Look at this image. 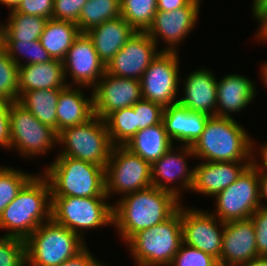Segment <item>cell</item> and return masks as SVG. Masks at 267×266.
Wrapping results in <instances>:
<instances>
[{"instance_id": "6da1fadb", "label": "cell", "mask_w": 267, "mask_h": 266, "mask_svg": "<svg viewBox=\"0 0 267 266\" xmlns=\"http://www.w3.org/2000/svg\"><path fill=\"white\" fill-rule=\"evenodd\" d=\"M115 204V205H114ZM113 204V226L122 241L167 220L182 204L172 193L149 187L123 196Z\"/></svg>"}, {"instance_id": "7a4b0ae2", "label": "cell", "mask_w": 267, "mask_h": 266, "mask_svg": "<svg viewBox=\"0 0 267 266\" xmlns=\"http://www.w3.org/2000/svg\"><path fill=\"white\" fill-rule=\"evenodd\" d=\"M51 218V187L41 174L34 175L7 205L0 216L4 236L26 240L42 223Z\"/></svg>"}, {"instance_id": "3957f363", "label": "cell", "mask_w": 267, "mask_h": 266, "mask_svg": "<svg viewBox=\"0 0 267 266\" xmlns=\"http://www.w3.org/2000/svg\"><path fill=\"white\" fill-rule=\"evenodd\" d=\"M251 139L234 117L211 116L191 149L207 162L252 161Z\"/></svg>"}, {"instance_id": "277c9868", "label": "cell", "mask_w": 267, "mask_h": 266, "mask_svg": "<svg viewBox=\"0 0 267 266\" xmlns=\"http://www.w3.org/2000/svg\"><path fill=\"white\" fill-rule=\"evenodd\" d=\"M51 197L110 198L105 191V168L67 156L57 158L42 173Z\"/></svg>"}, {"instance_id": "5b68a950", "label": "cell", "mask_w": 267, "mask_h": 266, "mask_svg": "<svg viewBox=\"0 0 267 266\" xmlns=\"http://www.w3.org/2000/svg\"><path fill=\"white\" fill-rule=\"evenodd\" d=\"M182 243L181 212L178 207L167 220L139 231L125 244L138 266H169Z\"/></svg>"}, {"instance_id": "8992f818", "label": "cell", "mask_w": 267, "mask_h": 266, "mask_svg": "<svg viewBox=\"0 0 267 266\" xmlns=\"http://www.w3.org/2000/svg\"><path fill=\"white\" fill-rule=\"evenodd\" d=\"M27 266H59L78 255L85 239L50 218L26 240Z\"/></svg>"}, {"instance_id": "52a82bcc", "label": "cell", "mask_w": 267, "mask_h": 266, "mask_svg": "<svg viewBox=\"0 0 267 266\" xmlns=\"http://www.w3.org/2000/svg\"><path fill=\"white\" fill-rule=\"evenodd\" d=\"M57 143L63 147L57 156L80 159L103 168L106 167L114 146L105 120L95 115L84 124L60 131Z\"/></svg>"}, {"instance_id": "ba28073f", "label": "cell", "mask_w": 267, "mask_h": 266, "mask_svg": "<svg viewBox=\"0 0 267 266\" xmlns=\"http://www.w3.org/2000/svg\"><path fill=\"white\" fill-rule=\"evenodd\" d=\"M108 199L51 197V218L84 238L85 229L113 225V205Z\"/></svg>"}, {"instance_id": "9c48e42d", "label": "cell", "mask_w": 267, "mask_h": 266, "mask_svg": "<svg viewBox=\"0 0 267 266\" xmlns=\"http://www.w3.org/2000/svg\"><path fill=\"white\" fill-rule=\"evenodd\" d=\"M151 172V164L124 145L113 146L105 167L107 196L119 193L123 197L151 187Z\"/></svg>"}, {"instance_id": "30bf717a", "label": "cell", "mask_w": 267, "mask_h": 266, "mask_svg": "<svg viewBox=\"0 0 267 266\" xmlns=\"http://www.w3.org/2000/svg\"><path fill=\"white\" fill-rule=\"evenodd\" d=\"M9 118L11 133L9 149H16L20 156L27 158L40 156L57 146L56 131L42 124L18 102H11Z\"/></svg>"}, {"instance_id": "8fae6325", "label": "cell", "mask_w": 267, "mask_h": 266, "mask_svg": "<svg viewBox=\"0 0 267 266\" xmlns=\"http://www.w3.org/2000/svg\"><path fill=\"white\" fill-rule=\"evenodd\" d=\"M215 210L211 212L222 222L244 220L261 207L258 171L249 165L235 182L215 196Z\"/></svg>"}, {"instance_id": "7c38bea8", "label": "cell", "mask_w": 267, "mask_h": 266, "mask_svg": "<svg viewBox=\"0 0 267 266\" xmlns=\"http://www.w3.org/2000/svg\"><path fill=\"white\" fill-rule=\"evenodd\" d=\"M179 63L178 52L161 51L140 79L142 98L160 104L164 108L177 104L179 99L175 97L181 78Z\"/></svg>"}, {"instance_id": "4fadbf2b", "label": "cell", "mask_w": 267, "mask_h": 266, "mask_svg": "<svg viewBox=\"0 0 267 266\" xmlns=\"http://www.w3.org/2000/svg\"><path fill=\"white\" fill-rule=\"evenodd\" d=\"M179 211L183 243L215 257L219 262L225 223L210 211L192 209L181 204Z\"/></svg>"}, {"instance_id": "5bb4252c", "label": "cell", "mask_w": 267, "mask_h": 266, "mask_svg": "<svg viewBox=\"0 0 267 266\" xmlns=\"http://www.w3.org/2000/svg\"><path fill=\"white\" fill-rule=\"evenodd\" d=\"M201 0H192L187 6L174 11H157L146 33L157 45L159 38L166 44L161 51L179 52L177 47L197 24ZM159 36V37H158ZM168 45V46H167Z\"/></svg>"}, {"instance_id": "9a60e30c", "label": "cell", "mask_w": 267, "mask_h": 266, "mask_svg": "<svg viewBox=\"0 0 267 266\" xmlns=\"http://www.w3.org/2000/svg\"><path fill=\"white\" fill-rule=\"evenodd\" d=\"M91 92L94 115L101 119L113 111L133 106L142 99L140 80L116 77L107 72Z\"/></svg>"}, {"instance_id": "2e32d148", "label": "cell", "mask_w": 267, "mask_h": 266, "mask_svg": "<svg viewBox=\"0 0 267 266\" xmlns=\"http://www.w3.org/2000/svg\"><path fill=\"white\" fill-rule=\"evenodd\" d=\"M62 62L65 79L70 75L75 86L82 89H93L106 72V66L86 33L79 34Z\"/></svg>"}, {"instance_id": "e0dca14e", "label": "cell", "mask_w": 267, "mask_h": 266, "mask_svg": "<svg viewBox=\"0 0 267 266\" xmlns=\"http://www.w3.org/2000/svg\"><path fill=\"white\" fill-rule=\"evenodd\" d=\"M146 32H135L106 66V72L116 77L140 80L150 63L161 52Z\"/></svg>"}, {"instance_id": "ac0fdd59", "label": "cell", "mask_w": 267, "mask_h": 266, "mask_svg": "<svg viewBox=\"0 0 267 266\" xmlns=\"http://www.w3.org/2000/svg\"><path fill=\"white\" fill-rule=\"evenodd\" d=\"M175 153L173 146L151 165L152 186L172 193L179 200L182 190L191 191L194 182V168L190 169L186 162L187 156L195 157L191 146H180ZM166 181V182H165ZM177 182L179 185H171ZM165 182V183H164ZM181 184V185H180ZM181 187V189H180Z\"/></svg>"}, {"instance_id": "d6986e66", "label": "cell", "mask_w": 267, "mask_h": 266, "mask_svg": "<svg viewBox=\"0 0 267 266\" xmlns=\"http://www.w3.org/2000/svg\"><path fill=\"white\" fill-rule=\"evenodd\" d=\"M258 256L251 218L225 222L219 265L240 266Z\"/></svg>"}, {"instance_id": "ffe728a7", "label": "cell", "mask_w": 267, "mask_h": 266, "mask_svg": "<svg viewBox=\"0 0 267 266\" xmlns=\"http://www.w3.org/2000/svg\"><path fill=\"white\" fill-rule=\"evenodd\" d=\"M191 191L215 197L235 182L251 161L197 163ZM199 192V193H198Z\"/></svg>"}, {"instance_id": "44dd1931", "label": "cell", "mask_w": 267, "mask_h": 266, "mask_svg": "<svg viewBox=\"0 0 267 266\" xmlns=\"http://www.w3.org/2000/svg\"><path fill=\"white\" fill-rule=\"evenodd\" d=\"M211 70L201 68L192 71L183 82L184 95L178 103L191 112L216 116L217 79Z\"/></svg>"}, {"instance_id": "7402d4cb", "label": "cell", "mask_w": 267, "mask_h": 266, "mask_svg": "<svg viewBox=\"0 0 267 266\" xmlns=\"http://www.w3.org/2000/svg\"><path fill=\"white\" fill-rule=\"evenodd\" d=\"M255 82L240 74H228L217 81L216 116L231 117L244 110L256 97Z\"/></svg>"}, {"instance_id": "603a6c76", "label": "cell", "mask_w": 267, "mask_h": 266, "mask_svg": "<svg viewBox=\"0 0 267 266\" xmlns=\"http://www.w3.org/2000/svg\"><path fill=\"white\" fill-rule=\"evenodd\" d=\"M210 117L202 112H191L177 103L164 108L162 122L172 142L176 140L181 146H192Z\"/></svg>"}, {"instance_id": "cb8c5ba5", "label": "cell", "mask_w": 267, "mask_h": 266, "mask_svg": "<svg viewBox=\"0 0 267 266\" xmlns=\"http://www.w3.org/2000/svg\"><path fill=\"white\" fill-rule=\"evenodd\" d=\"M135 32L122 17H118L91 28L86 34L100 60L107 66Z\"/></svg>"}, {"instance_id": "d4e9b609", "label": "cell", "mask_w": 267, "mask_h": 266, "mask_svg": "<svg viewBox=\"0 0 267 266\" xmlns=\"http://www.w3.org/2000/svg\"><path fill=\"white\" fill-rule=\"evenodd\" d=\"M81 86L67 85L60 89L56 107L57 134L65 128L86 123L94 116L93 93L85 97Z\"/></svg>"}, {"instance_id": "484cf974", "label": "cell", "mask_w": 267, "mask_h": 266, "mask_svg": "<svg viewBox=\"0 0 267 266\" xmlns=\"http://www.w3.org/2000/svg\"><path fill=\"white\" fill-rule=\"evenodd\" d=\"M19 96L23 92L40 89H63L71 83L66 81L63 62L52 59L46 63L18 67Z\"/></svg>"}, {"instance_id": "4316f807", "label": "cell", "mask_w": 267, "mask_h": 266, "mask_svg": "<svg viewBox=\"0 0 267 266\" xmlns=\"http://www.w3.org/2000/svg\"><path fill=\"white\" fill-rule=\"evenodd\" d=\"M163 122L139 130L124 146L151 165L173 145Z\"/></svg>"}, {"instance_id": "83f0119b", "label": "cell", "mask_w": 267, "mask_h": 266, "mask_svg": "<svg viewBox=\"0 0 267 266\" xmlns=\"http://www.w3.org/2000/svg\"><path fill=\"white\" fill-rule=\"evenodd\" d=\"M80 33L77 24L50 18L46 21L39 40L52 59L63 61Z\"/></svg>"}, {"instance_id": "f1b7e54d", "label": "cell", "mask_w": 267, "mask_h": 266, "mask_svg": "<svg viewBox=\"0 0 267 266\" xmlns=\"http://www.w3.org/2000/svg\"><path fill=\"white\" fill-rule=\"evenodd\" d=\"M59 94L60 89L32 90L23 92L17 102L57 133L56 107Z\"/></svg>"}, {"instance_id": "f546056e", "label": "cell", "mask_w": 267, "mask_h": 266, "mask_svg": "<svg viewBox=\"0 0 267 266\" xmlns=\"http://www.w3.org/2000/svg\"><path fill=\"white\" fill-rule=\"evenodd\" d=\"M8 23L3 25V41L39 40L48 19L27 15L12 10L8 14Z\"/></svg>"}, {"instance_id": "4dcf8cb0", "label": "cell", "mask_w": 267, "mask_h": 266, "mask_svg": "<svg viewBox=\"0 0 267 266\" xmlns=\"http://www.w3.org/2000/svg\"><path fill=\"white\" fill-rule=\"evenodd\" d=\"M121 17L120 0H88L80 13L77 26L81 33L91 28Z\"/></svg>"}, {"instance_id": "1f68e13d", "label": "cell", "mask_w": 267, "mask_h": 266, "mask_svg": "<svg viewBox=\"0 0 267 266\" xmlns=\"http://www.w3.org/2000/svg\"><path fill=\"white\" fill-rule=\"evenodd\" d=\"M104 120L114 146L126 144L137 133V119L132 106L113 111Z\"/></svg>"}, {"instance_id": "d6a6232c", "label": "cell", "mask_w": 267, "mask_h": 266, "mask_svg": "<svg viewBox=\"0 0 267 266\" xmlns=\"http://www.w3.org/2000/svg\"><path fill=\"white\" fill-rule=\"evenodd\" d=\"M121 17L137 32H146L157 9V0H120Z\"/></svg>"}, {"instance_id": "836d02e7", "label": "cell", "mask_w": 267, "mask_h": 266, "mask_svg": "<svg viewBox=\"0 0 267 266\" xmlns=\"http://www.w3.org/2000/svg\"><path fill=\"white\" fill-rule=\"evenodd\" d=\"M3 48L6 50L8 56L20 67V56L26 59L27 64L46 63L52 60L48 52L43 48L40 40L35 41H3Z\"/></svg>"}, {"instance_id": "e575fe53", "label": "cell", "mask_w": 267, "mask_h": 266, "mask_svg": "<svg viewBox=\"0 0 267 266\" xmlns=\"http://www.w3.org/2000/svg\"><path fill=\"white\" fill-rule=\"evenodd\" d=\"M14 167L0 166V216L9 203L17 196L22 187L34 176Z\"/></svg>"}, {"instance_id": "d590c367", "label": "cell", "mask_w": 267, "mask_h": 266, "mask_svg": "<svg viewBox=\"0 0 267 266\" xmlns=\"http://www.w3.org/2000/svg\"><path fill=\"white\" fill-rule=\"evenodd\" d=\"M18 65L0 49V99L17 102L19 99Z\"/></svg>"}, {"instance_id": "8d00e7d4", "label": "cell", "mask_w": 267, "mask_h": 266, "mask_svg": "<svg viewBox=\"0 0 267 266\" xmlns=\"http://www.w3.org/2000/svg\"><path fill=\"white\" fill-rule=\"evenodd\" d=\"M0 266H27L25 240L0 236Z\"/></svg>"}, {"instance_id": "74e56055", "label": "cell", "mask_w": 267, "mask_h": 266, "mask_svg": "<svg viewBox=\"0 0 267 266\" xmlns=\"http://www.w3.org/2000/svg\"><path fill=\"white\" fill-rule=\"evenodd\" d=\"M169 266H220V265L215 257L199 249L193 248L191 246L182 243Z\"/></svg>"}, {"instance_id": "f35d334b", "label": "cell", "mask_w": 267, "mask_h": 266, "mask_svg": "<svg viewBox=\"0 0 267 266\" xmlns=\"http://www.w3.org/2000/svg\"><path fill=\"white\" fill-rule=\"evenodd\" d=\"M137 119V132L163 120L164 107L152 101L141 99L132 106Z\"/></svg>"}, {"instance_id": "ab89813d", "label": "cell", "mask_w": 267, "mask_h": 266, "mask_svg": "<svg viewBox=\"0 0 267 266\" xmlns=\"http://www.w3.org/2000/svg\"><path fill=\"white\" fill-rule=\"evenodd\" d=\"M88 0H54L52 18L77 24L81 10Z\"/></svg>"}, {"instance_id": "60d3db41", "label": "cell", "mask_w": 267, "mask_h": 266, "mask_svg": "<svg viewBox=\"0 0 267 266\" xmlns=\"http://www.w3.org/2000/svg\"><path fill=\"white\" fill-rule=\"evenodd\" d=\"M250 218L255 229L257 253L267 256V208L259 207Z\"/></svg>"}, {"instance_id": "b9f144b4", "label": "cell", "mask_w": 267, "mask_h": 266, "mask_svg": "<svg viewBox=\"0 0 267 266\" xmlns=\"http://www.w3.org/2000/svg\"><path fill=\"white\" fill-rule=\"evenodd\" d=\"M54 0H22L15 9L18 13L52 18Z\"/></svg>"}, {"instance_id": "7bdbcfd3", "label": "cell", "mask_w": 267, "mask_h": 266, "mask_svg": "<svg viewBox=\"0 0 267 266\" xmlns=\"http://www.w3.org/2000/svg\"><path fill=\"white\" fill-rule=\"evenodd\" d=\"M11 102L0 99V148H10L11 133H10V113Z\"/></svg>"}, {"instance_id": "ee69618b", "label": "cell", "mask_w": 267, "mask_h": 266, "mask_svg": "<svg viewBox=\"0 0 267 266\" xmlns=\"http://www.w3.org/2000/svg\"><path fill=\"white\" fill-rule=\"evenodd\" d=\"M59 266H106L104 263L92 255L91 251L86 247L75 257L68 259Z\"/></svg>"}, {"instance_id": "f6af8a7d", "label": "cell", "mask_w": 267, "mask_h": 266, "mask_svg": "<svg viewBox=\"0 0 267 266\" xmlns=\"http://www.w3.org/2000/svg\"><path fill=\"white\" fill-rule=\"evenodd\" d=\"M265 144V145H264ZM261 145V148H259V153H260V158L262 159V161H258L257 157H255L254 153V149L256 150V148H254V140H252V161L251 164L252 166L258 171V172H267V143H264ZM262 165H260V163Z\"/></svg>"}, {"instance_id": "bcb514c9", "label": "cell", "mask_w": 267, "mask_h": 266, "mask_svg": "<svg viewBox=\"0 0 267 266\" xmlns=\"http://www.w3.org/2000/svg\"><path fill=\"white\" fill-rule=\"evenodd\" d=\"M192 0H157L158 11L170 12L187 6Z\"/></svg>"}, {"instance_id": "7dc6e473", "label": "cell", "mask_w": 267, "mask_h": 266, "mask_svg": "<svg viewBox=\"0 0 267 266\" xmlns=\"http://www.w3.org/2000/svg\"><path fill=\"white\" fill-rule=\"evenodd\" d=\"M259 179V201L260 205L263 208H267V205H264L261 200H267V172H258Z\"/></svg>"}, {"instance_id": "c3c4849f", "label": "cell", "mask_w": 267, "mask_h": 266, "mask_svg": "<svg viewBox=\"0 0 267 266\" xmlns=\"http://www.w3.org/2000/svg\"><path fill=\"white\" fill-rule=\"evenodd\" d=\"M252 13L259 20L267 12V0H253Z\"/></svg>"}, {"instance_id": "681fc988", "label": "cell", "mask_w": 267, "mask_h": 266, "mask_svg": "<svg viewBox=\"0 0 267 266\" xmlns=\"http://www.w3.org/2000/svg\"><path fill=\"white\" fill-rule=\"evenodd\" d=\"M259 22V30L255 34V38L262 41H267V12L257 21Z\"/></svg>"}, {"instance_id": "f907efd6", "label": "cell", "mask_w": 267, "mask_h": 266, "mask_svg": "<svg viewBox=\"0 0 267 266\" xmlns=\"http://www.w3.org/2000/svg\"><path fill=\"white\" fill-rule=\"evenodd\" d=\"M240 266H267V256H258Z\"/></svg>"}, {"instance_id": "816d5d0a", "label": "cell", "mask_w": 267, "mask_h": 266, "mask_svg": "<svg viewBox=\"0 0 267 266\" xmlns=\"http://www.w3.org/2000/svg\"><path fill=\"white\" fill-rule=\"evenodd\" d=\"M22 0H0V4H3L4 6H7L10 8L9 10H15Z\"/></svg>"}, {"instance_id": "f5cc1de1", "label": "cell", "mask_w": 267, "mask_h": 266, "mask_svg": "<svg viewBox=\"0 0 267 266\" xmlns=\"http://www.w3.org/2000/svg\"><path fill=\"white\" fill-rule=\"evenodd\" d=\"M261 77L263 78L262 81H264V85L267 87V61H265L261 67Z\"/></svg>"}, {"instance_id": "db71d44e", "label": "cell", "mask_w": 267, "mask_h": 266, "mask_svg": "<svg viewBox=\"0 0 267 266\" xmlns=\"http://www.w3.org/2000/svg\"><path fill=\"white\" fill-rule=\"evenodd\" d=\"M3 24L0 23V49L3 47Z\"/></svg>"}]
</instances>
